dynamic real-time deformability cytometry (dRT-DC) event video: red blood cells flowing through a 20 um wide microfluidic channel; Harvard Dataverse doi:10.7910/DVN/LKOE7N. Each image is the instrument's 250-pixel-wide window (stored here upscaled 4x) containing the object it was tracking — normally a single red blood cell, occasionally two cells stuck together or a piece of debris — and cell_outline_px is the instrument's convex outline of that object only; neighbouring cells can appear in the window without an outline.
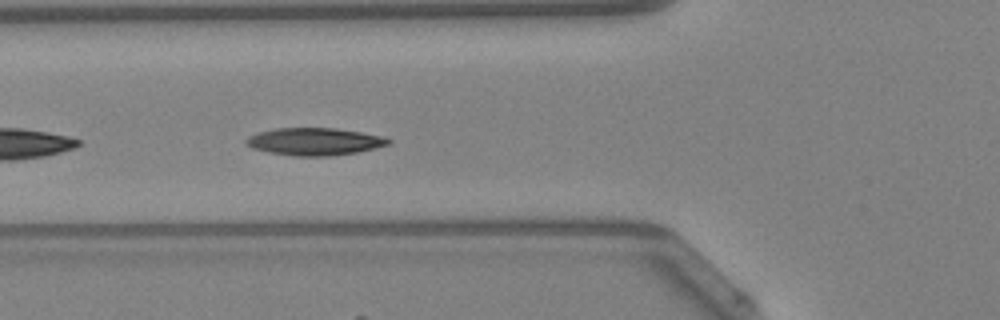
{"species": "Egyptian fruit bat (a non-hibernating species)", "species_latin": "Rousettus aegyptiacus", "temperature_condition": "warm", "stored_images_in_passage": 7, "camera_frame_rate_fps": 3000, "um_per_image_px": 0.085, "animal": {"sex": "female"}, "frame": {"image": 1, "passage_image": 4, "time_ms": 1.0, "image_size_px": [1000, 320], "cell_outline_px": [[392, 144], [356, 152], [328, 156], [292, 156], [268, 152], [252, 148], [244, 144], [244, 140], [248, 136], [260, 132], [276, 128], [336, 128], [384, 136], [392, 140]], "centroid_in_image_um": [26.73, 12.03], "position_along_channel_um": 99.1, "area_um2": 22.83}}